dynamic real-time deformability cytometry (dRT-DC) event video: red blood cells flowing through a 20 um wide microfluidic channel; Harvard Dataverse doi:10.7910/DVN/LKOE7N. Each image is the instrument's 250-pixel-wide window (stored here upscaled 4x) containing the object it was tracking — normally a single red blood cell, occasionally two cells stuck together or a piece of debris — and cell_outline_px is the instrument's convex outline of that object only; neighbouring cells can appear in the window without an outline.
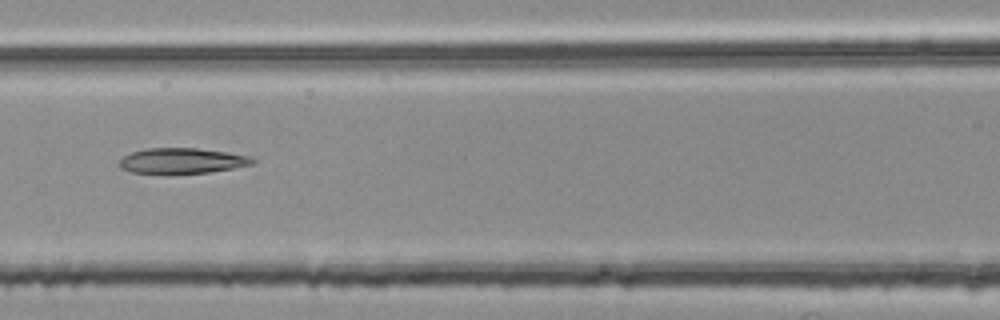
{"species": "common noctule bat (a hibernating species)", "species_latin": "Nyctalus noctula", "temperature_condition": "room temperature", "stored_images_in_passage": 54, "segment_of_instrument_passage": [2, 2], "camera_frame_rate_fps": 3000, "um_per_image_px": 0.085, "animal": {"sex": "female", "body_mass_g": 25.1}, "frame": {"image": 1, "passage_image": 24, "time_ms": 7.667, "image_size_px": [1000, 320], "cell_outline_px": [[256, 160], [252, 164], [232, 168], [208, 172], [132, 172], [120, 168], [120, 160], [124, 156], [132, 152], [144, 148], [196, 148], [228, 152], [248, 156]], "centroid_in_image_um": [15.47, 13.64], "position_along_channel_um": 151.1, "area_um2": 19.19}}
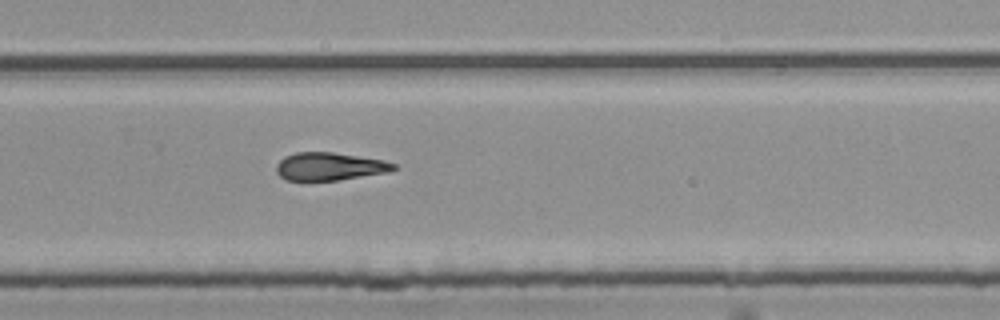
{"frame": {"image": 2, "passage_image": 36, "time_ms": 11.667, "image_size_px": [1000, 320], "cell_outline_px": [[396, 168], [384, 172], [336, 180], [284, 180], [276, 172], [276, 164], [284, 156], [296, 152], [332, 152], [384, 160], [396, 164]], "centroid_in_image_um": [27.94, 14.13], "position_along_channel_um": 301.9, "area_um2": 18.79}}
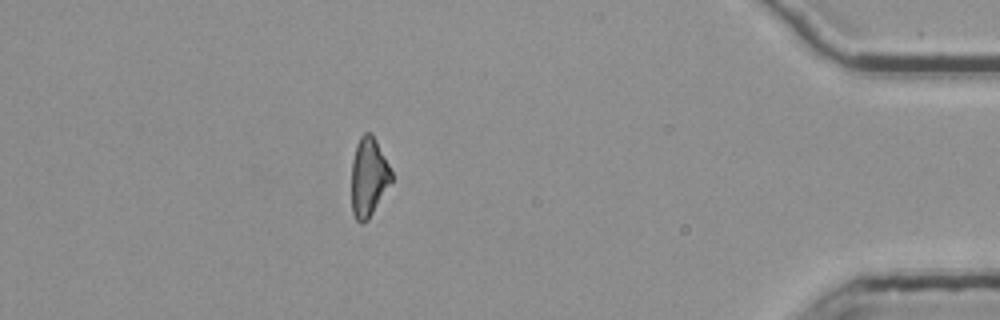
{"frame": {"image": 3, "passage_image": 48, "time_ms": 15.667, "image_size_px": [1000, 320], "cell_outline_px": [[392, 180], [368, 220], [360, 224], [356, 220], [352, 212], [352, 160], [356, 144], [360, 136], [364, 132], [372, 132], [392, 172]], "centroid_in_image_um": [31.32, 15.04], "position_along_channel_um": 403.9, "area_um2": 18.26}}